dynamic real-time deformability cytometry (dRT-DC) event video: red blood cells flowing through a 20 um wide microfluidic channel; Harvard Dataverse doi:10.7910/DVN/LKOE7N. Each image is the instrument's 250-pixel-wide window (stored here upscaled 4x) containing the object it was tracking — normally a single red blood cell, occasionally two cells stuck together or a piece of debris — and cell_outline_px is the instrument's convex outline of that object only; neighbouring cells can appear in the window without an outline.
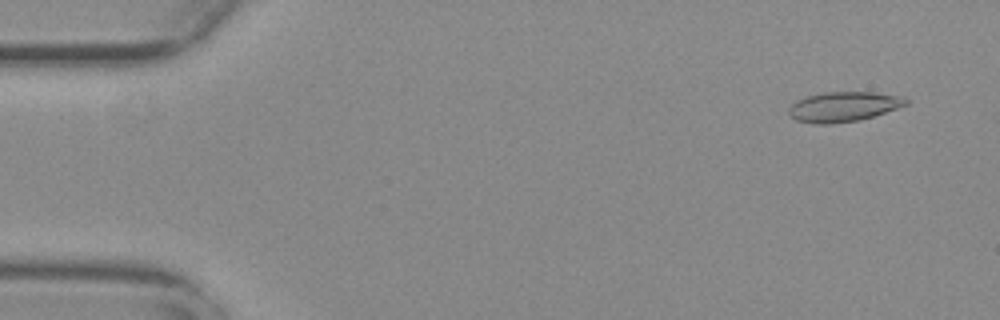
{"species": "common noctule bat (a hibernating species)", "species_latin": "Nyctalus noctula", "temperature_condition": "warm", "stored_images_in_passage": 8, "camera_frame_rate_fps": 3000, "um_per_image_px": 0.085, "animal": {"sex": "female", "body_mass_g": 29.2, "forearm_length_mm": 56.3}, "frame": {"image": 1, "passage_image": 1, "time_ms": 0.0, "image_size_px": [1000, 320], "cell_outline_px": [[908, 104], [860, 120], [828, 124], [816, 124], [796, 120], [788, 112], [788, 108], [796, 100], [808, 96], [824, 92], [872, 92], [900, 96], [908, 100]], "centroid_in_image_um": [71.66, 9.07], "position_along_channel_um": 13.3, "area_um2": 20.17}}